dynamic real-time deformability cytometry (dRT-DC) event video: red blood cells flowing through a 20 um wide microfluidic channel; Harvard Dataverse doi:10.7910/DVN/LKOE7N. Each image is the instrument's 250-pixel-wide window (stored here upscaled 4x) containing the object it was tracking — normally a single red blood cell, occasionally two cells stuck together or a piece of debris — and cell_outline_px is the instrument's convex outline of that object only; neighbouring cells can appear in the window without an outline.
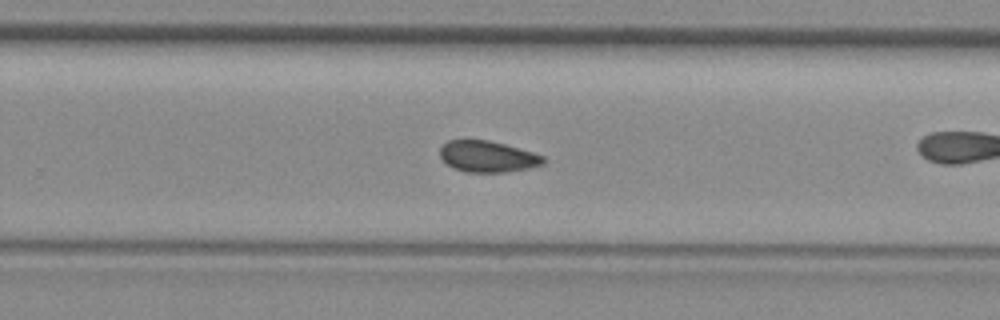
{"species": "common noctule bat (a hibernating species)", "species_latin": "Nyctalus noctula", "temperature_condition": "room temperature", "stored_images_in_passage": 27, "camera_frame_rate_fps": 3000, "um_per_image_px": 0.085, "animal": {"sex": "female", "body_mass_g": 29.2, "forearm_length_mm": 56.3}, "frame": {"image": 1, "passage_image": 27, "time_ms": 8.667, "image_size_px": [1000, 320], "cell_outline_px": [[544, 164], [528, 168], [504, 172], [468, 172], [452, 168], [440, 156], [440, 148], [448, 140], [488, 140], [504, 144], [532, 152], [544, 156]], "centroid_in_image_um": [41.44, 13.3], "position_along_channel_um": 288.4, "area_um2": 18.61}}